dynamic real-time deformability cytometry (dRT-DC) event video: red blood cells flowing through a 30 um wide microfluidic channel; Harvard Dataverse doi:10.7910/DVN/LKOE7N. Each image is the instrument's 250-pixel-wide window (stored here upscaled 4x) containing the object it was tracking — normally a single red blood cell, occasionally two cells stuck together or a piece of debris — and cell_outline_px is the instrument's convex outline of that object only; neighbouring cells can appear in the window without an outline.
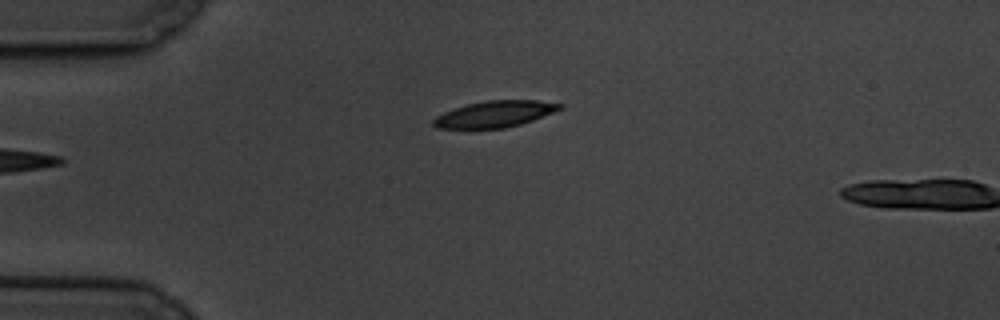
{"species": "common noctule bat (a hibernating species)", "species_latin": "Nyctalus noctula", "temperature_condition": "cold", "stored_images_in_passage": 5, "camera_frame_rate_fps": 3000, "um_per_image_px": 0.085, "animal": {"sex": "male", "body_mass_g": 19.5, "forearm_length_mm": 54.6}, "frame": {"image": 1, "passage_image": 5, "time_ms": 4.667, "image_size_px": [1000, 320], "cell_outline_px": [[564, 108], [532, 120], [520, 124], [504, 128], [436, 128], [432, 124], [432, 120], [436, 116], [444, 112], [468, 104], [484, 100], [536, 100], [564, 104]], "centroid_in_image_um": [42.07, 9.69], "position_along_channel_um": 42.9, "area_um2": 19.31}}